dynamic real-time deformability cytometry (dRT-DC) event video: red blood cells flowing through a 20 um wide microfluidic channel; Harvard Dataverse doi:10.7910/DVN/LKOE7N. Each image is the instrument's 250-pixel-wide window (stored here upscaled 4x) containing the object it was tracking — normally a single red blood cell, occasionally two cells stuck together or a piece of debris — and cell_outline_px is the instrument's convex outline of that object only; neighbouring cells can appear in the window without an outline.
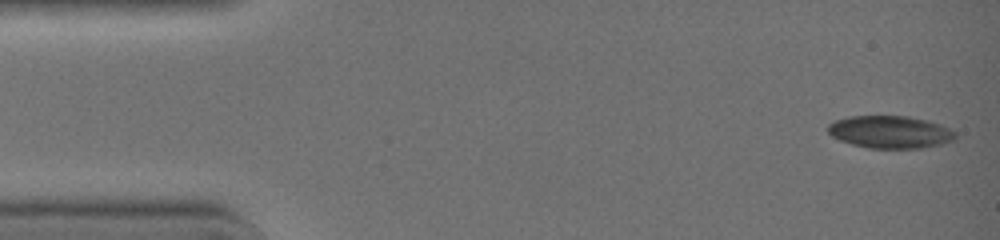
{"species": "common noctule bat (a hibernating species)", "species_latin": "Nyctalus noctula", "temperature_condition": "warm", "stored_images_in_passage": 42, "camera_frame_rate_fps": 3000, "um_per_image_px": 0.085, "animal": {"sex": "female", "body_mass_g": 19.0, "forearm_length_mm": 51.5}, "frame": {"image": 1, "passage_image": 1, "time_ms": 0.0, "image_size_px": [1000, 240], "cell_outline_px": [[956, 136], [952, 140], [940, 144], [920, 148], [872, 148], [852, 144], [840, 140], [832, 136], [828, 132], [828, 124], [836, 120], [852, 116], [908, 116], [924, 120], [948, 128]], "centroid_in_image_um": [75.6, 11.22], "position_along_channel_um": 9.4, "area_um2": 23.58}}
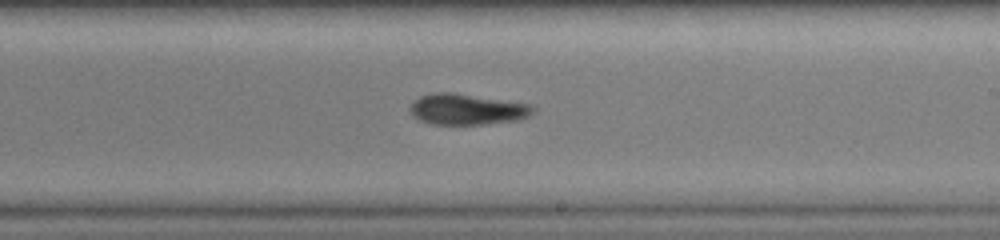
{"frame": {"image": 2, "passage_image": 25, "time_ms": 8.0, "image_size_px": [1000, 240], "cell_outline_px": [[536, 108], [528, 116], [520, 120], [484, 124], [432, 124], [420, 120], [408, 108], [412, 100], [420, 96], [432, 92], [452, 92], [528, 104]], "centroid_in_image_um": [39.66, 9.28], "position_along_channel_um": 249.3, "area_um2": 22.02}}
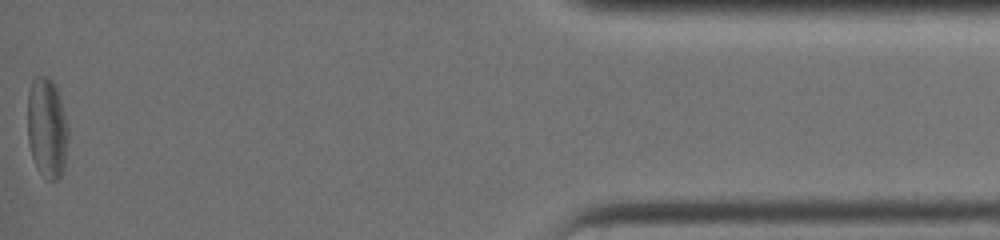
{"frame": {"image": 3, "passage_image": 42, "time_ms": 13.667, "image_size_px": [1000, 240], "cell_outline_px": [[68, 140], [64, 164], [60, 176], [56, 180], [48, 180], [36, 168], [28, 144], [28, 92], [32, 80], [36, 76], [48, 76], [52, 80], [60, 96], [68, 128]], "centroid_in_image_um": [3.98, 10.86], "position_along_channel_um": 431.2, "area_um2": 23.81}, "authors_computed_cell_mechanics": {"area_um2": 23.2934, "velocity_mm_per_s": 4.4976, "shape_relaxation_time_tau1_ms": 6.7879, "shape_relaxation_time_tau2_ms": 6.09, "deformation_change_tau1": 0.1433, "deformation_change_tau2": 0.1894}}